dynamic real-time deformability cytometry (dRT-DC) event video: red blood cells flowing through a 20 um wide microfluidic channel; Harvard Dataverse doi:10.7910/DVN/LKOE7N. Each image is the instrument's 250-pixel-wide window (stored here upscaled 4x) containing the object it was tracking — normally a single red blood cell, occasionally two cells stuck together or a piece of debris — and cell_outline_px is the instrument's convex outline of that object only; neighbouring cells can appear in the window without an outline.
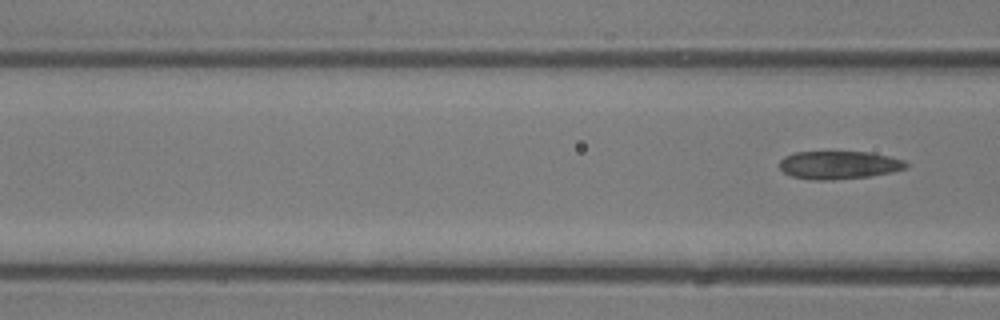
{"species": "common noctule bat (a hibernating species)", "species_latin": "Nyctalus noctula", "temperature_condition": "room temperature", "stored_images_in_passage": 5, "segment_of_instrument_passage": [2, 2], "camera_frame_rate_fps": 3000, "um_per_image_px": 0.085, "animal": {"sex": "male", "body_mass_g": 13.3}, "frame": {"image": 1, "passage_image": 5, "time_ms": 1.333, "image_size_px": [1000, 320], "cell_outline_px": [[908, 168], [892, 172], [868, 176], [832, 180], [812, 180], [792, 176], [784, 172], [780, 168], [780, 160], [784, 156], [796, 152], [868, 152], [888, 156], [904, 160], [908, 164]], "centroid_in_image_um": [71.31, 14.03], "position_along_channel_um": 95.3, "area_um2": 20.63}}